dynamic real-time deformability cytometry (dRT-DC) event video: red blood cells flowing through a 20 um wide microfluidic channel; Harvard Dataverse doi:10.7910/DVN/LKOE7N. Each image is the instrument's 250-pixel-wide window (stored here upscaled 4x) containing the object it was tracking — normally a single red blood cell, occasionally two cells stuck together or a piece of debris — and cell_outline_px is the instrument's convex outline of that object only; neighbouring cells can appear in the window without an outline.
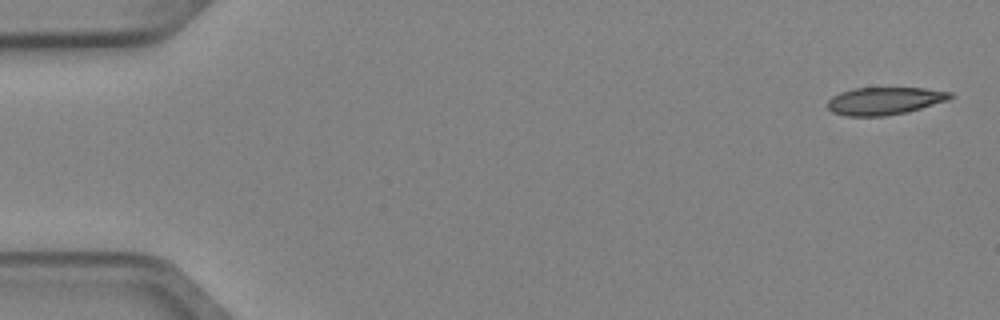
{"species": "Egyptian fruit bat (a non-hibernating species)", "species_latin": "Rousettus aegyptiacus", "temperature_condition": "cold", "stored_images_in_passage": 6, "camera_frame_rate_fps": 3000, "um_per_image_px": 0.085, "animal": {"sex": "female"}, "frame": {"image": 1, "passage_image": 1, "time_ms": 0.0, "image_size_px": [1000, 320], "cell_outline_px": [[956, 96], [948, 100], [908, 112], [884, 116], [844, 116], [832, 112], [828, 108], [828, 100], [832, 96], [840, 92], [852, 88], [924, 88], [952, 92]], "centroid_in_image_um": [75.2, 8.57], "position_along_channel_um": 9.8, "area_um2": 19.88}}
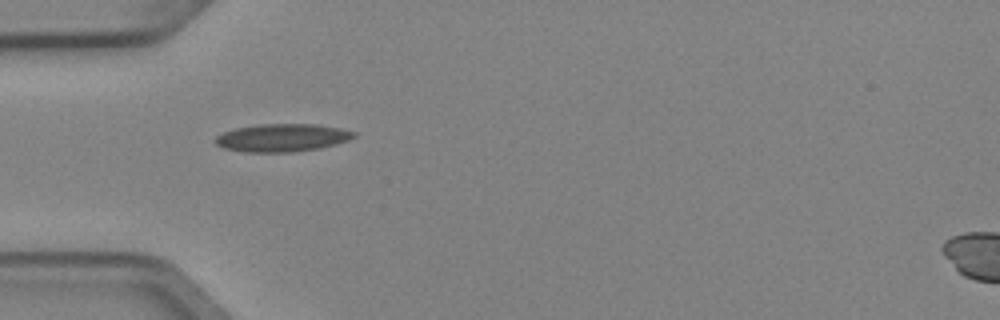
{"frame": {"image": 2, "passage_image": 5, "time_ms": 1.333, "image_size_px": [1000, 320], "cell_outline_px": [[356, 136], [348, 140], [336, 144], [320, 148], [292, 152], [244, 152], [224, 148], [216, 144], [212, 140], [216, 136], [224, 132], [236, 128], [260, 124], [316, 124], [340, 128], [356, 132]], "centroid_in_image_um": [23.98, 11.71], "position_along_channel_um": 61.0, "area_um2": 22.54}}
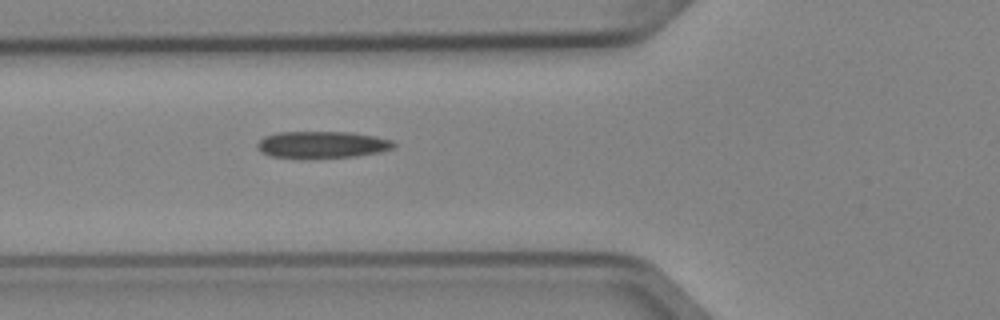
{"frame": {"image": 3, "passage_image": 6, "time_ms": 1.667, "image_size_px": [1000, 320], "cell_outline_px": [[396, 144], [392, 148], [380, 152], [356, 156], [304, 160], [272, 156], [260, 152], [256, 148], [256, 144], [264, 136], [280, 132], [352, 132], [376, 136], [392, 140]], "centroid_in_image_um": [27.34, 12.32], "position_along_channel_um": 98.5, "area_um2": 21.96}}